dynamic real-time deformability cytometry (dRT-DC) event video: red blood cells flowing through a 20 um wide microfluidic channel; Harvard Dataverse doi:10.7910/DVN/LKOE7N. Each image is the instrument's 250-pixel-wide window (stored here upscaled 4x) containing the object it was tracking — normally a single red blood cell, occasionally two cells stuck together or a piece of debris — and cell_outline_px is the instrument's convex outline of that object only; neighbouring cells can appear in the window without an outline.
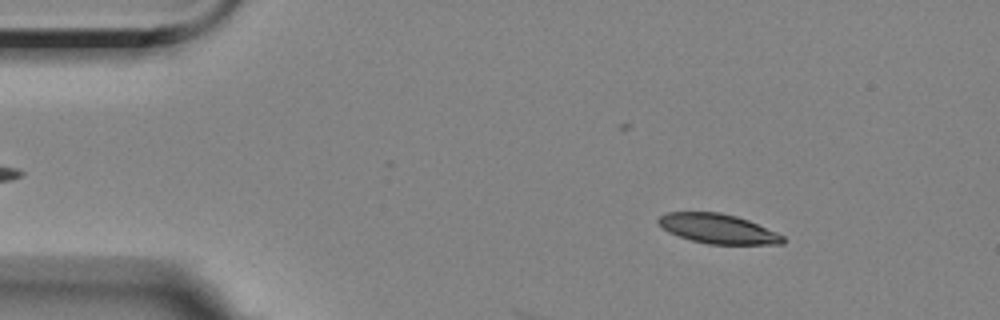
{"species": "Egyptian fruit bat (a non-hibernating species)", "species_latin": "Rousettus aegyptiacus", "temperature_condition": "room temperature", "stored_images_in_passage": 12, "camera_frame_rate_fps": 3000, "um_per_image_px": 0.085, "animal": {"sex": "female"}, "frame": {"image": 1, "passage_image": 7, "time_ms": 2.0, "image_size_px": [1000, 320], "cell_outline_px": [[784, 244], [708, 244], [692, 240], [668, 232], [656, 220], [660, 216], [668, 212], [720, 212], [736, 216], [748, 220], [776, 232], [784, 236]], "centroid_in_image_um": [61.03, 19.44], "position_along_channel_um": 24.0, "area_um2": 21.27}}